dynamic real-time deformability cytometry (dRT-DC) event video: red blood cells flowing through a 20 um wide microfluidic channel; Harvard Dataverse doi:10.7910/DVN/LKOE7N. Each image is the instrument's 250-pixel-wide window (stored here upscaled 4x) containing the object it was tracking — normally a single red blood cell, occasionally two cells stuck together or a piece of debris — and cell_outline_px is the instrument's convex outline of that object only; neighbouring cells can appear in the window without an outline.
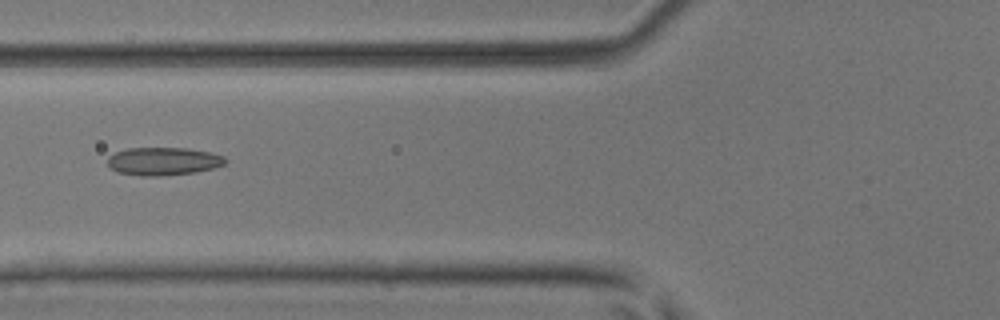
{"species": "common noctule bat (a hibernating species)", "species_latin": "Nyctalus noctula", "temperature_condition": "room temperature", "stored_images_in_passage": 3, "camera_frame_rate_fps": 3000, "um_per_image_px": 0.085, "animal": {"sex": "male", "body_mass_g": 17.9, "forearm_length_mm": 54.2}, "frame": {"image": 1, "passage_image": 3, "time_ms": 0.667, "image_size_px": [1000, 320], "cell_outline_px": [[228, 160], [224, 164], [212, 168], [196, 172], [160, 176], [140, 176], [116, 172], [108, 164], [108, 156], [116, 152], [128, 148], [188, 148], [208, 152], [224, 156]], "centroid_in_image_um": [13.87, 13.71], "position_along_channel_um": 111.9, "area_um2": 19.19}}